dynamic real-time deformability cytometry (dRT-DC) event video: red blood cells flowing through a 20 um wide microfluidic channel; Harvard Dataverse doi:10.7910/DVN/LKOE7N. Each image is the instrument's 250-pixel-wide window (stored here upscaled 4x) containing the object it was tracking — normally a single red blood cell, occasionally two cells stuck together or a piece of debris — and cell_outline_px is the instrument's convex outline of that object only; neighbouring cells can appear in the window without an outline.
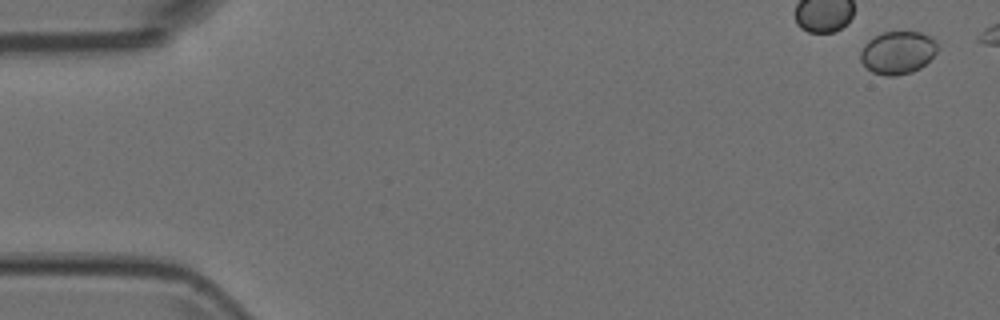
{"species": "Egyptian fruit bat (a non-hibernating species)", "species_latin": "Rousettus aegyptiacus", "temperature_condition": "room temperature", "stored_images_in_passage": 5, "camera_frame_rate_fps": 3000, "um_per_image_px": 0.085, "animal": {"sex": "female"}, "frame": {"image": 1, "passage_image": 1, "time_ms": 0.0, "image_size_px": [1000, 320], "cell_outline_px": [[936, 52], [920, 68], [912, 72], [896, 76], [884, 76], [872, 72], [860, 60], [860, 52], [864, 44], [868, 40], [884, 32], [920, 32], [932, 36], [936, 40]], "centroid_in_image_um": [76.3, 4.47], "position_along_channel_um": 8.7, "area_um2": 19.13}}